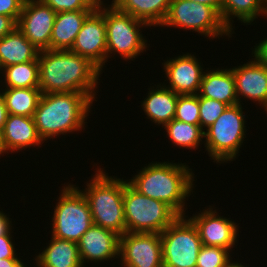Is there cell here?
Returning a JSON list of instances; mask_svg holds the SVG:
<instances>
[{
    "instance_id": "6da1fadb",
    "label": "cell",
    "mask_w": 267,
    "mask_h": 267,
    "mask_svg": "<svg viewBox=\"0 0 267 267\" xmlns=\"http://www.w3.org/2000/svg\"><path fill=\"white\" fill-rule=\"evenodd\" d=\"M42 93L79 92L93 101L101 70L89 59L70 50H41L38 55Z\"/></svg>"
},
{
    "instance_id": "7a4b0ae2",
    "label": "cell",
    "mask_w": 267,
    "mask_h": 267,
    "mask_svg": "<svg viewBox=\"0 0 267 267\" xmlns=\"http://www.w3.org/2000/svg\"><path fill=\"white\" fill-rule=\"evenodd\" d=\"M192 173L186 164L151 162L127 182L139 193L162 201L179 216H185V199L191 195L195 181Z\"/></svg>"
},
{
    "instance_id": "3957f363",
    "label": "cell",
    "mask_w": 267,
    "mask_h": 267,
    "mask_svg": "<svg viewBox=\"0 0 267 267\" xmlns=\"http://www.w3.org/2000/svg\"><path fill=\"white\" fill-rule=\"evenodd\" d=\"M93 100L84 93H42L33 119L43 141L83 129Z\"/></svg>"
},
{
    "instance_id": "277c9868",
    "label": "cell",
    "mask_w": 267,
    "mask_h": 267,
    "mask_svg": "<svg viewBox=\"0 0 267 267\" xmlns=\"http://www.w3.org/2000/svg\"><path fill=\"white\" fill-rule=\"evenodd\" d=\"M99 168L82 190L92 215L93 224L109 229L118 235L126 233L123 205L124 180L109 177Z\"/></svg>"
},
{
    "instance_id": "5b68a950",
    "label": "cell",
    "mask_w": 267,
    "mask_h": 267,
    "mask_svg": "<svg viewBox=\"0 0 267 267\" xmlns=\"http://www.w3.org/2000/svg\"><path fill=\"white\" fill-rule=\"evenodd\" d=\"M126 232L162 233L179 215L166 203L139 193L124 181Z\"/></svg>"
},
{
    "instance_id": "8992f818",
    "label": "cell",
    "mask_w": 267,
    "mask_h": 267,
    "mask_svg": "<svg viewBox=\"0 0 267 267\" xmlns=\"http://www.w3.org/2000/svg\"><path fill=\"white\" fill-rule=\"evenodd\" d=\"M242 105L228 106L217 120L205 128V147L216 163L232 161L239 153L246 136Z\"/></svg>"
},
{
    "instance_id": "52a82bcc",
    "label": "cell",
    "mask_w": 267,
    "mask_h": 267,
    "mask_svg": "<svg viewBox=\"0 0 267 267\" xmlns=\"http://www.w3.org/2000/svg\"><path fill=\"white\" fill-rule=\"evenodd\" d=\"M75 185L64 186L52 217V235L78 242L93 225L89 203Z\"/></svg>"
},
{
    "instance_id": "ba28073f",
    "label": "cell",
    "mask_w": 267,
    "mask_h": 267,
    "mask_svg": "<svg viewBox=\"0 0 267 267\" xmlns=\"http://www.w3.org/2000/svg\"><path fill=\"white\" fill-rule=\"evenodd\" d=\"M104 6V20L106 26L107 59L112 53H119L125 60H133L147 48L141 27H149L147 23L123 13L113 4Z\"/></svg>"
},
{
    "instance_id": "9c48e42d",
    "label": "cell",
    "mask_w": 267,
    "mask_h": 267,
    "mask_svg": "<svg viewBox=\"0 0 267 267\" xmlns=\"http://www.w3.org/2000/svg\"><path fill=\"white\" fill-rule=\"evenodd\" d=\"M162 26L192 30L212 39L232 35L213 7L190 0H172Z\"/></svg>"
},
{
    "instance_id": "30bf717a",
    "label": "cell",
    "mask_w": 267,
    "mask_h": 267,
    "mask_svg": "<svg viewBox=\"0 0 267 267\" xmlns=\"http://www.w3.org/2000/svg\"><path fill=\"white\" fill-rule=\"evenodd\" d=\"M179 216L162 233L163 267H195L202 242L194 224Z\"/></svg>"
},
{
    "instance_id": "8fae6325",
    "label": "cell",
    "mask_w": 267,
    "mask_h": 267,
    "mask_svg": "<svg viewBox=\"0 0 267 267\" xmlns=\"http://www.w3.org/2000/svg\"><path fill=\"white\" fill-rule=\"evenodd\" d=\"M119 257L124 267H163L160 234L126 232L120 236Z\"/></svg>"
},
{
    "instance_id": "7c38bea8",
    "label": "cell",
    "mask_w": 267,
    "mask_h": 267,
    "mask_svg": "<svg viewBox=\"0 0 267 267\" xmlns=\"http://www.w3.org/2000/svg\"><path fill=\"white\" fill-rule=\"evenodd\" d=\"M97 8L85 19L70 51L89 59L101 71L107 61L104 8Z\"/></svg>"
},
{
    "instance_id": "4fadbf2b",
    "label": "cell",
    "mask_w": 267,
    "mask_h": 267,
    "mask_svg": "<svg viewBox=\"0 0 267 267\" xmlns=\"http://www.w3.org/2000/svg\"><path fill=\"white\" fill-rule=\"evenodd\" d=\"M56 12L42 0H25L17 28L39 51L50 49Z\"/></svg>"
},
{
    "instance_id": "5bb4252c",
    "label": "cell",
    "mask_w": 267,
    "mask_h": 267,
    "mask_svg": "<svg viewBox=\"0 0 267 267\" xmlns=\"http://www.w3.org/2000/svg\"><path fill=\"white\" fill-rule=\"evenodd\" d=\"M217 213L210 206L207 210H202L201 214L193 215L189 220L196 227L202 245L219 246L231 250L238 239V225Z\"/></svg>"
},
{
    "instance_id": "9a60e30c",
    "label": "cell",
    "mask_w": 267,
    "mask_h": 267,
    "mask_svg": "<svg viewBox=\"0 0 267 267\" xmlns=\"http://www.w3.org/2000/svg\"><path fill=\"white\" fill-rule=\"evenodd\" d=\"M199 63V60L190 53L165 61L163 67L169 85L163 86L178 95L198 94L204 73Z\"/></svg>"
},
{
    "instance_id": "2e32d148",
    "label": "cell",
    "mask_w": 267,
    "mask_h": 267,
    "mask_svg": "<svg viewBox=\"0 0 267 267\" xmlns=\"http://www.w3.org/2000/svg\"><path fill=\"white\" fill-rule=\"evenodd\" d=\"M81 263L119 259L120 235L93 224L77 242Z\"/></svg>"
},
{
    "instance_id": "e0dca14e",
    "label": "cell",
    "mask_w": 267,
    "mask_h": 267,
    "mask_svg": "<svg viewBox=\"0 0 267 267\" xmlns=\"http://www.w3.org/2000/svg\"><path fill=\"white\" fill-rule=\"evenodd\" d=\"M253 57V61L231 69L235 79L236 95L239 104H241V95L254 102L258 101L265 109L267 107V66L255 56Z\"/></svg>"
},
{
    "instance_id": "ac0fdd59",
    "label": "cell",
    "mask_w": 267,
    "mask_h": 267,
    "mask_svg": "<svg viewBox=\"0 0 267 267\" xmlns=\"http://www.w3.org/2000/svg\"><path fill=\"white\" fill-rule=\"evenodd\" d=\"M44 143L37 132L33 117L8 114L3 130L0 132L2 154L8 151L25 150Z\"/></svg>"
},
{
    "instance_id": "d6986e66",
    "label": "cell",
    "mask_w": 267,
    "mask_h": 267,
    "mask_svg": "<svg viewBox=\"0 0 267 267\" xmlns=\"http://www.w3.org/2000/svg\"><path fill=\"white\" fill-rule=\"evenodd\" d=\"M197 95L223 102L228 106L239 104L232 70L217 68L204 72Z\"/></svg>"
},
{
    "instance_id": "ffe728a7",
    "label": "cell",
    "mask_w": 267,
    "mask_h": 267,
    "mask_svg": "<svg viewBox=\"0 0 267 267\" xmlns=\"http://www.w3.org/2000/svg\"><path fill=\"white\" fill-rule=\"evenodd\" d=\"M94 10L57 12L50 39L51 50H70L85 19Z\"/></svg>"
},
{
    "instance_id": "44dd1931",
    "label": "cell",
    "mask_w": 267,
    "mask_h": 267,
    "mask_svg": "<svg viewBox=\"0 0 267 267\" xmlns=\"http://www.w3.org/2000/svg\"><path fill=\"white\" fill-rule=\"evenodd\" d=\"M159 85H157L158 89H154V86L151 90L149 89L148 95L141 105L145 115L152 122L163 127L175 118L178 94L161 84Z\"/></svg>"
},
{
    "instance_id": "7402d4cb",
    "label": "cell",
    "mask_w": 267,
    "mask_h": 267,
    "mask_svg": "<svg viewBox=\"0 0 267 267\" xmlns=\"http://www.w3.org/2000/svg\"><path fill=\"white\" fill-rule=\"evenodd\" d=\"M35 258L38 267H83L77 243L54 236Z\"/></svg>"
},
{
    "instance_id": "603a6c76",
    "label": "cell",
    "mask_w": 267,
    "mask_h": 267,
    "mask_svg": "<svg viewBox=\"0 0 267 267\" xmlns=\"http://www.w3.org/2000/svg\"><path fill=\"white\" fill-rule=\"evenodd\" d=\"M39 52L18 28L0 39V64L2 68L38 60Z\"/></svg>"
},
{
    "instance_id": "cb8c5ba5",
    "label": "cell",
    "mask_w": 267,
    "mask_h": 267,
    "mask_svg": "<svg viewBox=\"0 0 267 267\" xmlns=\"http://www.w3.org/2000/svg\"><path fill=\"white\" fill-rule=\"evenodd\" d=\"M172 0H113L112 4L121 12L144 21L150 27L161 26Z\"/></svg>"
},
{
    "instance_id": "d4e9b609",
    "label": "cell",
    "mask_w": 267,
    "mask_h": 267,
    "mask_svg": "<svg viewBox=\"0 0 267 267\" xmlns=\"http://www.w3.org/2000/svg\"><path fill=\"white\" fill-rule=\"evenodd\" d=\"M2 94L8 114L33 117L42 92L40 88H5Z\"/></svg>"
},
{
    "instance_id": "484cf974",
    "label": "cell",
    "mask_w": 267,
    "mask_h": 267,
    "mask_svg": "<svg viewBox=\"0 0 267 267\" xmlns=\"http://www.w3.org/2000/svg\"><path fill=\"white\" fill-rule=\"evenodd\" d=\"M260 14L264 15L263 0H223L221 19L232 33V17L250 25Z\"/></svg>"
},
{
    "instance_id": "4316f807",
    "label": "cell",
    "mask_w": 267,
    "mask_h": 267,
    "mask_svg": "<svg viewBox=\"0 0 267 267\" xmlns=\"http://www.w3.org/2000/svg\"><path fill=\"white\" fill-rule=\"evenodd\" d=\"M6 88H39L38 60L2 68Z\"/></svg>"
},
{
    "instance_id": "83f0119b",
    "label": "cell",
    "mask_w": 267,
    "mask_h": 267,
    "mask_svg": "<svg viewBox=\"0 0 267 267\" xmlns=\"http://www.w3.org/2000/svg\"><path fill=\"white\" fill-rule=\"evenodd\" d=\"M169 139L176 146L187 149H197L204 138V131L200 125H192L176 119L171 120L164 126Z\"/></svg>"
},
{
    "instance_id": "f1b7e54d",
    "label": "cell",
    "mask_w": 267,
    "mask_h": 267,
    "mask_svg": "<svg viewBox=\"0 0 267 267\" xmlns=\"http://www.w3.org/2000/svg\"><path fill=\"white\" fill-rule=\"evenodd\" d=\"M174 119L200 125L199 96L197 94L178 95Z\"/></svg>"
},
{
    "instance_id": "f546056e",
    "label": "cell",
    "mask_w": 267,
    "mask_h": 267,
    "mask_svg": "<svg viewBox=\"0 0 267 267\" xmlns=\"http://www.w3.org/2000/svg\"><path fill=\"white\" fill-rule=\"evenodd\" d=\"M230 250L219 246L203 245L195 267H225L231 262Z\"/></svg>"
},
{
    "instance_id": "4dcf8cb0",
    "label": "cell",
    "mask_w": 267,
    "mask_h": 267,
    "mask_svg": "<svg viewBox=\"0 0 267 267\" xmlns=\"http://www.w3.org/2000/svg\"><path fill=\"white\" fill-rule=\"evenodd\" d=\"M228 107L227 104L210 99L207 97H199V115L201 128H208Z\"/></svg>"
},
{
    "instance_id": "1f68e13d",
    "label": "cell",
    "mask_w": 267,
    "mask_h": 267,
    "mask_svg": "<svg viewBox=\"0 0 267 267\" xmlns=\"http://www.w3.org/2000/svg\"><path fill=\"white\" fill-rule=\"evenodd\" d=\"M52 10L70 12L77 10H95L98 3L95 0H42Z\"/></svg>"
},
{
    "instance_id": "d6a6232c",
    "label": "cell",
    "mask_w": 267,
    "mask_h": 267,
    "mask_svg": "<svg viewBox=\"0 0 267 267\" xmlns=\"http://www.w3.org/2000/svg\"><path fill=\"white\" fill-rule=\"evenodd\" d=\"M25 0H0V15H6L18 21Z\"/></svg>"
},
{
    "instance_id": "836d02e7",
    "label": "cell",
    "mask_w": 267,
    "mask_h": 267,
    "mask_svg": "<svg viewBox=\"0 0 267 267\" xmlns=\"http://www.w3.org/2000/svg\"><path fill=\"white\" fill-rule=\"evenodd\" d=\"M12 232L0 236V259L18 258L15 253L14 244L12 243Z\"/></svg>"
},
{
    "instance_id": "e575fe53",
    "label": "cell",
    "mask_w": 267,
    "mask_h": 267,
    "mask_svg": "<svg viewBox=\"0 0 267 267\" xmlns=\"http://www.w3.org/2000/svg\"><path fill=\"white\" fill-rule=\"evenodd\" d=\"M17 28V21L9 16L0 15V39Z\"/></svg>"
},
{
    "instance_id": "d590c367",
    "label": "cell",
    "mask_w": 267,
    "mask_h": 267,
    "mask_svg": "<svg viewBox=\"0 0 267 267\" xmlns=\"http://www.w3.org/2000/svg\"><path fill=\"white\" fill-rule=\"evenodd\" d=\"M267 38V37H266ZM261 41L257 46H254L252 55L254 56L265 66H267V39Z\"/></svg>"
},
{
    "instance_id": "8d00e7d4",
    "label": "cell",
    "mask_w": 267,
    "mask_h": 267,
    "mask_svg": "<svg viewBox=\"0 0 267 267\" xmlns=\"http://www.w3.org/2000/svg\"><path fill=\"white\" fill-rule=\"evenodd\" d=\"M10 218L5 215L2 211H0V236L6 235L9 231H11V221Z\"/></svg>"
},
{
    "instance_id": "74e56055",
    "label": "cell",
    "mask_w": 267,
    "mask_h": 267,
    "mask_svg": "<svg viewBox=\"0 0 267 267\" xmlns=\"http://www.w3.org/2000/svg\"><path fill=\"white\" fill-rule=\"evenodd\" d=\"M8 116L6 103L3 94L0 92V132L3 130Z\"/></svg>"
},
{
    "instance_id": "f35d334b",
    "label": "cell",
    "mask_w": 267,
    "mask_h": 267,
    "mask_svg": "<svg viewBox=\"0 0 267 267\" xmlns=\"http://www.w3.org/2000/svg\"><path fill=\"white\" fill-rule=\"evenodd\" d=\"M0 267H26L19 258L0 259Z\"/></svg>"
},
{
    "instance_id": "ab89813d",
    "label": "cell",
    "mask_w": 267,
    "mask_h": 267,
    "mask_svg": "<svg viewBox=\"0 0 267 267\" xmlns=\"http://www.w3.org/2000/svg\"><path fill=\"white\" fill-rule=\"evenodd\" d=\"M190 1H193L195 3L204 4V5H209V6L213 7L221 16L223 0H190Z\"/></svg>"
},
{
    "instance_id": "60d3db41",
    "label": "cell",
    "mask_w": 267,
    "mask_h": 267,
    "mask_svg": "<svg viewBox=\"0 0 267 267\" xmlns=\"http://www.w3.org/2000/svg\"><path fill=\"white\" fill-rule=\"evenodd\" d=\"M225 267H245L243 264L241 265V263H238V262H233L232 263V261L229 263V264H227Z\"/></svg>"
},
{
    "instance_id": "b9f144b4",
    "label": "cell",
    "mask_w": 267,
    "mask_h": 267,
    "mask_svg": "<svg viewBox=\"0 0 267 267\" xmlns=\"http://www.w3.org/2000/svg\"><path fill=\"white\" fill-rule=\"evenodd\" d=\"M263 12L267 18V0H263Z\"/></svg>"
},
{
    "instance_id": "7bdbcfd3",
    "label": "cell",
    "mask_w": 267,
    "mask_h": 267,
    "mask_svg": "<svg viewBox=\"0 0 267 267\" xmlns=\"http://www.w3.org/2000/svg\"><path fill=\"white\" fill-rule=\"evenodd\" d=\"M97 3H103V1L101 0H95Z\"/></svg>"
},
{
    "instance_id": "ee69618b",
    "label": "cell",
    "mask_w": 267,
    "mask_h": 267,
    "mask_svg": "<svg viewBox=\"0 0 267 267\" xmlns=\"http://www.w3.org/2000/svg\"><path fill=\"white\" fill-rule=\"evenodd\" d=\"M0 155H2V149H1V145H0Z\"/></svg>"
}]
</instances>
